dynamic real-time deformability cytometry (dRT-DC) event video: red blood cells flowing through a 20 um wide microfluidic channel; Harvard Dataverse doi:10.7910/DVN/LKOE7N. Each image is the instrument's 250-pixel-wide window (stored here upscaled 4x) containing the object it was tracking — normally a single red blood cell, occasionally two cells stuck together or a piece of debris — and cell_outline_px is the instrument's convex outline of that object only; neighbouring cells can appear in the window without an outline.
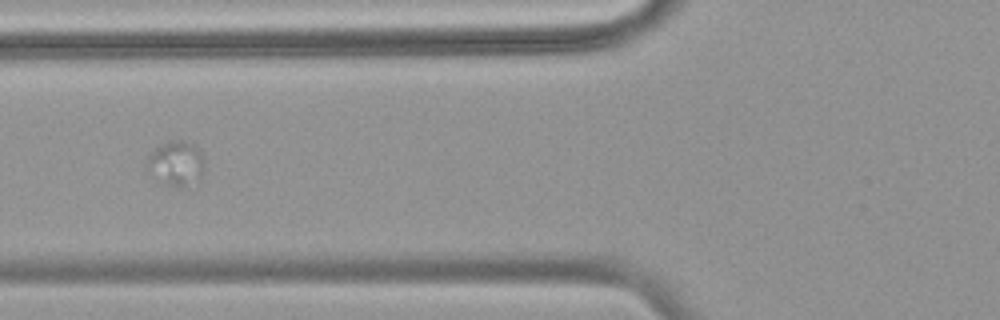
{"species": "common noctule bat (a hibernating species)", "species_latin": "Nyctalus noctula", "temperature_condition": "warm", "stored_images_in_passage": 39, "camera_frame_rate_fps": 3000, "um_per_image_px": 0.085, "animal": {"sex": "female", "body_mass_g": 18.4}, "frame": {"image": 1, "passage_image": 6, "time_ms": 1.667, "image_size_px": [1000, 320], "cell_outline_px": [[204, 164], [200, 180], [184, 184], [164, 184], [144, 168], [144, 164], [152, 152], [160, 144], [172, 140], [184, 140], [192, 144], [200, 152], [204, 160]], "centroid_in_image_um": [14.93, 13.84], "position_along_channel_um": 110.9, "area_um2": 14.62}}
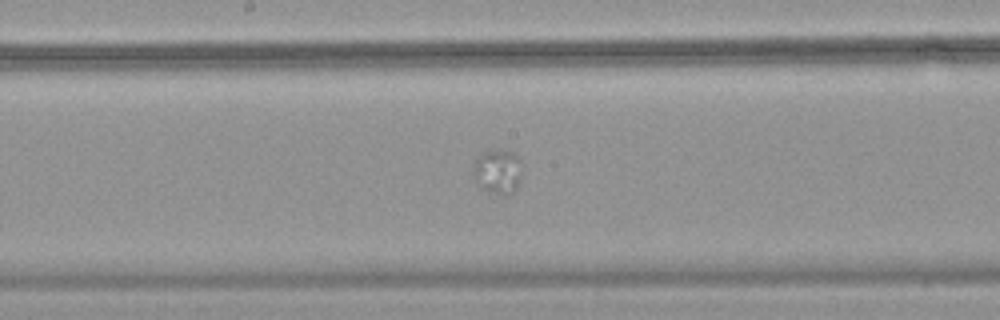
{"frame": {"image": 2, "passage_image": 14, "time_ms": 4.333, "image_size_px": [1000, 320], "cell_outline_px": [[520, 180], [516, 188], [512, 192], [504, 196], [480, 188], [472, 172], [472, 168], [480, 152], [492, 148], [500, 148], [512, 152], [516, 156]], "centroid_in_image_um": [42.23, 14.55], "position_along_channel_um": 206.0, "area_um2": 12.6}}
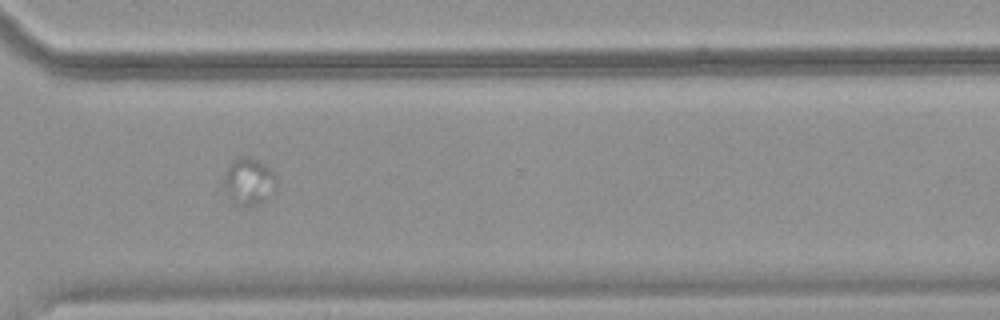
{"frame": {"image": 3, "passage_image": 26, "time_ms": 8.333, "image_size_px": [1000, 320], "cell_outline_px": [[276, 180], [264, 200], [256, 204], [244, 208], [236, 204], [224, 184], [224, 172], [228, 164], [236, 156], [248, 156], [264, 164], [276, 176]], "centroid_in_image_um": [21.09, 15.37], "position_along_channel_um": 349.5, "area_um2": 13.87}}